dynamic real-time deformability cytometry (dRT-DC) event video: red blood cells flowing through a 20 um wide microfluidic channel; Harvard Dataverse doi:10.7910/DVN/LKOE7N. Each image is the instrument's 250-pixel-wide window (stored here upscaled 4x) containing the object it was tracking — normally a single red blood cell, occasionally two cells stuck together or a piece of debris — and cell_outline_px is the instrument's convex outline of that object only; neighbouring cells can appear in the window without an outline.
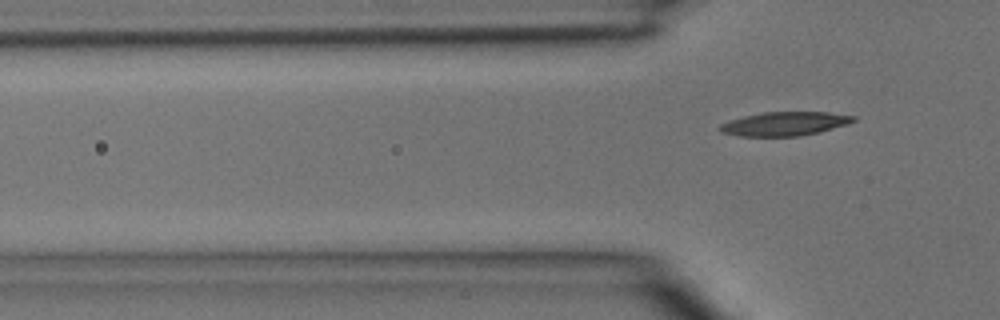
{"species": "common noctule bat (a hibernating species)", "species_latin": "Nyctalus noctula", "temperature_condition": "room temperature", "stored_images_in_passage": 3, "camera_frame_rate_fps": 3000, "um_per_image_px": 0.085, "animal": {"sex": "male", "body_mass_g": 15.6}, "frame": {"image": 1, "passage_image": 3, "time_ms": 0.667, "image_size_px": [1000, 320], "cell_outline_px": [[856, 120], [848, 124], [820, 132], [800, 136], [736, 136], [720, 132], [720, 124], [728, 120], [744, 116], [764, 112], [828, 112], [856, 116]], "centroid_in_image_um": [66.7, 10.52], "position_along_channel_um": 59.1, "area_um2": 18.67}}